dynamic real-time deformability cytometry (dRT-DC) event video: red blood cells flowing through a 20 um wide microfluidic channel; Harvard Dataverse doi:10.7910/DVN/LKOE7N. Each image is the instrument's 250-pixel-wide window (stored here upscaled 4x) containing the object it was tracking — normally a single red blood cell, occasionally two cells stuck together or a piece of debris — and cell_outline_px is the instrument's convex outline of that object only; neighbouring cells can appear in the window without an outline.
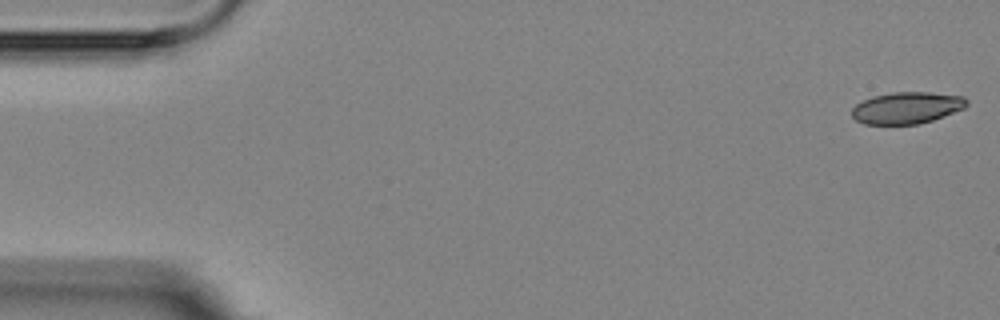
{"species": "Egyptian fruit bat (a non-hibernating species)", "species_latin": "Rousettus aegyptiacus", "temperature_condition": "room temperature", "stored_images_in_passage": 5, "camera_frame_rate_fps": 3000, "um_per_image_px": 0.085, "animal": {"sex": "female"}, "frame": {"image": 1, "passage_image": 1, "time_ms": 0.0, "image_size_px": [1000, 320], "cell_outline_px": [[968, 104], [964, 108], [944, 116], [920, 124], [864, 124], [856, 120], [852, 116], [852, 108], [856, 104], [872, 96], [892, 92], [928, 92], [964, 96], [968, 100]], "centroid_in_image_um": [77.09, 9.16], "position_along_channel_um": 7.9, "area_um2": 21.27}}
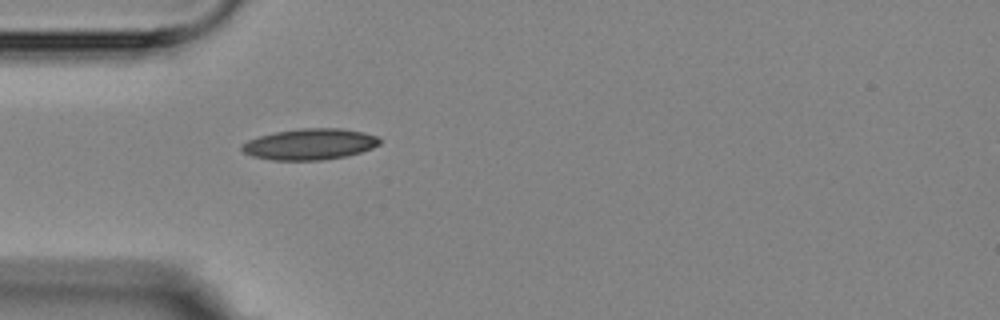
{"frame": {"image": 2, "passage_image": 5, "time_ms": 5.0, "image_size_px": [1000, 320], "cell_outline_px": [[380, 144], [372, 148], [360, 152], [344, 156], [320, 160], [272, 160], [252, 156], [244, 152], [240, 148], [240, 144], [248, 140], [260, 136], [276, 132], [300, 128], [340, 128], [364, 132], [376, 136], [380, 140]], "centroid_in_image_um": [26.31, 12.25], "position_along_channel_um": 58.7, "area_um2": 24.85}}